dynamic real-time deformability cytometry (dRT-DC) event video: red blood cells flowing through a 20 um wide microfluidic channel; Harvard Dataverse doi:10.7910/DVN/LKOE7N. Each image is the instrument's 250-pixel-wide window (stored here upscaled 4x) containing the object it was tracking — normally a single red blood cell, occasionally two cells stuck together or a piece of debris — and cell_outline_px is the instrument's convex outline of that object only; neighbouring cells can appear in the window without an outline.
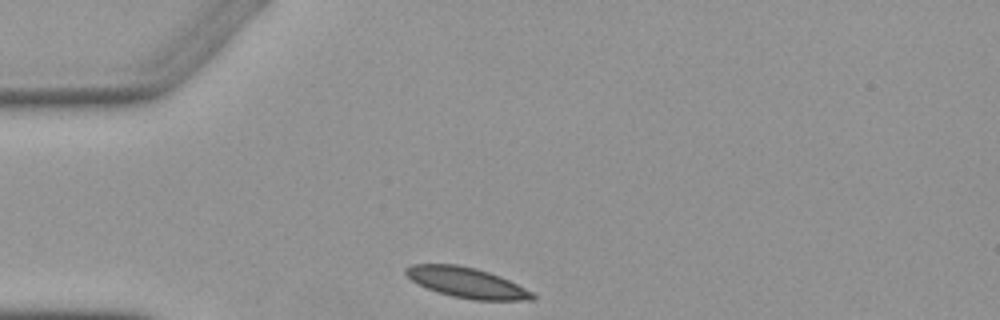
{"species": "Egyptian fruit bat (a non-hibernating species)", "species_latin": "Rousettus aegyptiacus", "temperature_condition": "warm", "stored_images_in_passage": 2, "camera_frame_rate_fps": 3000, "um_per_image_px": 0.085, "animal": {"sex": "female"}, "frame": {"image": 1, "passage_image": 1, "time_ms": 0.0, "image_size_px": [1000, 320], "cell_outline_px": [[536, 300], [472, 300], [452, 296], [436, 292], [412, 280], [404, 272], [404, 268], [412, 264], [456, 264], [476, 268], [500, 276], [532, 292], [536, 296]], "centroid_in_image_um": [39.67, 24.02], "position_along_channel_um": 45.3, "area_um2": 22.25}}